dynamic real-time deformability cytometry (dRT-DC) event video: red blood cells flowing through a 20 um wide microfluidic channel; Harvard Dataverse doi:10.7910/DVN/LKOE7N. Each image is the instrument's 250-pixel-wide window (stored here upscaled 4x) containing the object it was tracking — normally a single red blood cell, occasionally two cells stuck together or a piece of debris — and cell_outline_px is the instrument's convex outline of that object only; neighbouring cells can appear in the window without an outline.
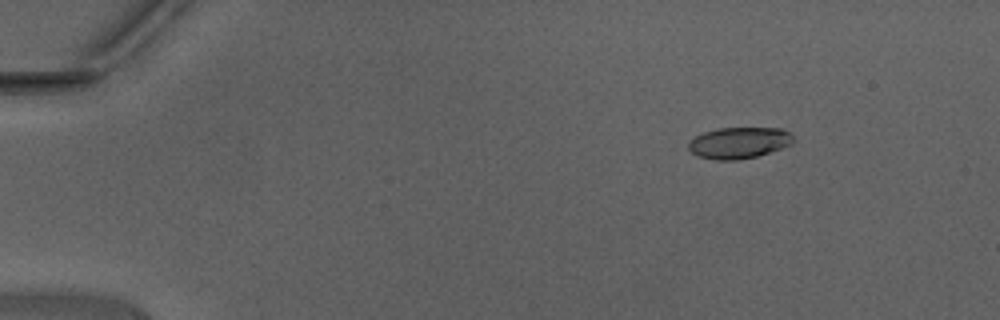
{"species": "Egyptian fruit bat (a non-hibernating species)", "species_latin": "Rousettus aegyptiacus", "temperature_condition": "warm", "stored_images_in_passage": 20, "camera_frame_rate_fps": 3000, "um_per_image_px": 0.085, "animal": {"sex": "male"}, "frame": {"image": 1, "passage_image": 7, "time_ms": 2.0, "image_size_px": [1000, 320], "cell_outline_px": [[796, 140], [792, 144], [756, 156], [736, 160], [716, 160], [696, 156], [688, 148], [688, 144], [696, 136], [704, 132], [716, 128], [780, 128], [788, 132]], "centroid_in_image_um": [62.8, 12.13], "position_along_channel_um": 22.2, "area_um2": 19.02}}
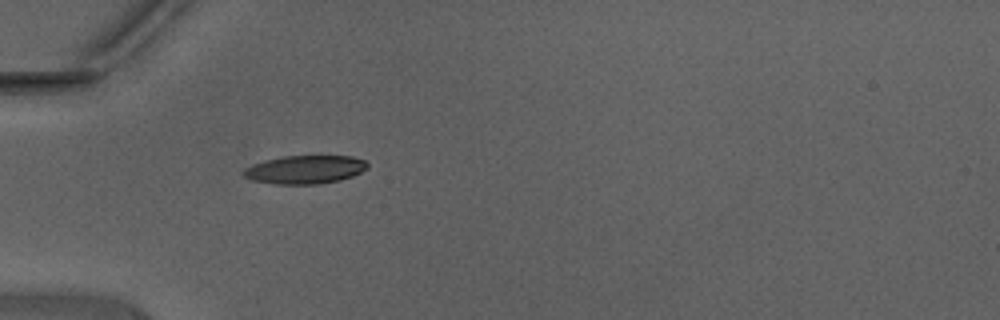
{"frame": {"image": 2, "passage_image": 16, "time_ms": 5.0, "image_size_px": [1000, 320], "cell_outline_px": [[368, 168], [352, 176], [340, 180], [320, 184], [276, 184], [252, 180], [244, 176], [240, 172], [244, 168], [252, 164], [264, 160], [284, 156], [352, 156], [364, 160], [368, 164]], "centroid_in_image_um": [25.9, 14.41], "position_along_channel_um": 59.1, "area_um2": 20.58}}